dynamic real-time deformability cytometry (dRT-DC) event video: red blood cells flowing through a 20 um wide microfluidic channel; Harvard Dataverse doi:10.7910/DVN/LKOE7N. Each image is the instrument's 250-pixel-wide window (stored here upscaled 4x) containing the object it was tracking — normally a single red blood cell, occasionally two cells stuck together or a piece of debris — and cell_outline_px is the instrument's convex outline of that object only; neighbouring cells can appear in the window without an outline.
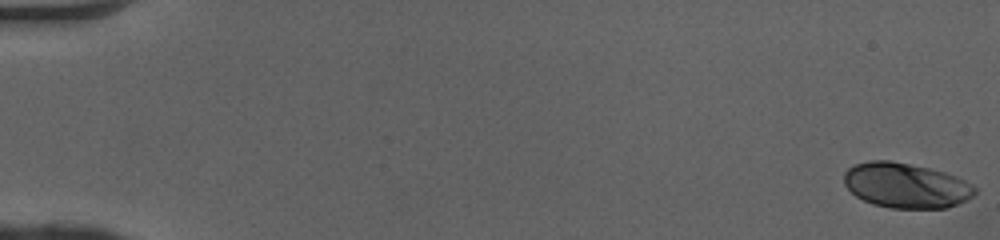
{"species": "human", "species_latin": "Homo sapiens", "temperature_condition": "cold", "stored_images_in_passage": 51, "camera_frame_rate_fps": 3000, "um_per_image_px": 0.085, "donor": {"sex": "female"}, "frame": {"image": 1, "passage_image": 1, "time_ms": 0.0, "image_size_px": [1000, 240], "cell_outline_px": [[976, 192], [968, 200], [944, 208], [892, 208], [872, 204], [856, 196], [844, 184], [844, 172], [848, 168], [856, 164], [868, 160], [888, 160], [928, 168], [944, 172], [956, 176], [972, 184], [976, 188]], "centroid_in_image_um": [77.0, 15.76], "position_along_channel_um": 8.0, "area_um2": 34.22}}
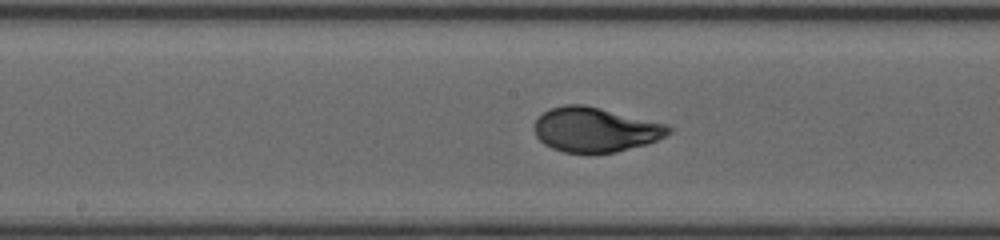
{"frame": {"image": 2, "passage_image": 28, "time_ms": 9.0, "image_size_px": [1000, 240], "cell_outline_px": [[672, 132], [656, 140], [644, 144], [616, 152], [564, 152], [552, 148], [544, 144], [536, 136], [532, 128], [532, 124], [544, 112], [552, 108], [564, 104], [584, 104], [668, 124], [672, 128]], "centroid_in_image_um": [50.58, 11.0], "position_along_channel_um": 197.6, "area_um2": 34.8}}
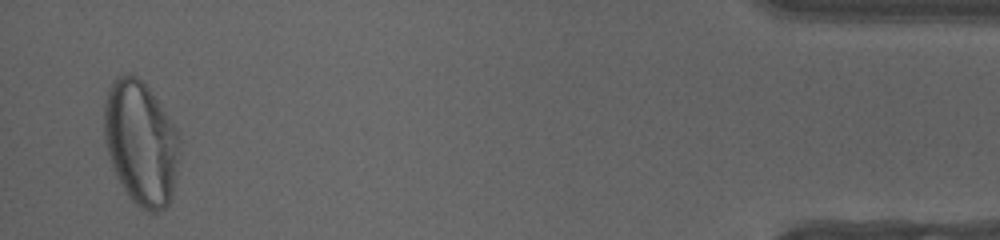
{"frame": {"image": 3, "passage_image": 50, "time_ms": 16.333, "image_size_px": [1000, 240], "cell_outline_px": [[180, 140], [176, 172], [172, 192], [168, 204], [164, 208], [156, 212], [148, 212], [140, 208], [128, 196], [116, 176], [112, 168], [104, 140], [104, 100], [108, 88], [112, 80], [116, 76], [128, 72], [132, 72], [148, 88], [180, 132]], "centroid_in_image_um": [11.95, 12.12], "position_along_channel_um": 423.3, "area_um2": 54.91}, "authors_computed_cell_mechanics": {"area_um2": 34.5066, "velocity_mm_per_s": 4.0777, "shape_relaxation_time_tau1_ms": 3.9925, "shape_relaxation_time_tau2_ms": null, "deformation_change_tau1": 0.1752, "deformation_change_tau2": null}}